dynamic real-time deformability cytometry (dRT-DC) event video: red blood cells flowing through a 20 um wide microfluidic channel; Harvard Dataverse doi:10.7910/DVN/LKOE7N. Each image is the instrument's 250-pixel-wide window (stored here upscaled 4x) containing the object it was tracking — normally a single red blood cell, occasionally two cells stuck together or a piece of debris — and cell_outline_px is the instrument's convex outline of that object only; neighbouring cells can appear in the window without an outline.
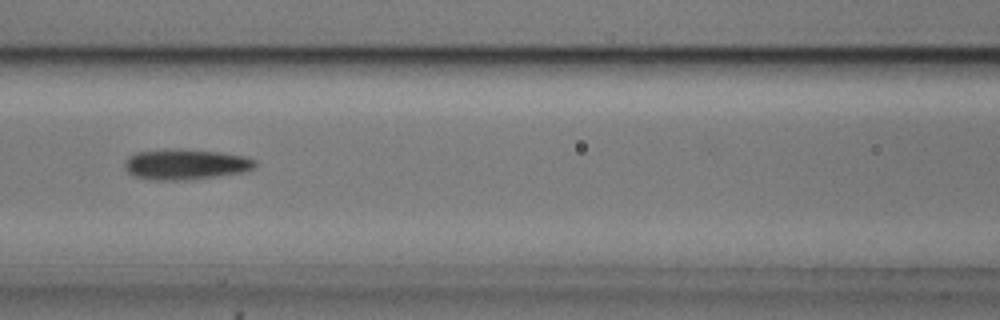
{"species": "common noctule bat (a hibernating species)", "species_latin": "Nyctalus noctula", "temperature_condition": "cold", "stored_images_in_passage": 10, "camera_frame_rate_fps": 3000, "um_per_image_px": 0.085, "animal": {"sex": "male", "body_mass_g": 20.5, "forearm_length_mm": 52.5}, "frame": {"image": 1, "passage_image": 6, "time_ms": 1.667, "image_size_px": [1000, 320], "cell_outline_px": [[256, 164], [252, 168], [244, 172], [192, 180], [152, 180], [132, 176], [128, 172], [124, 164], [128, 156], [136, 152], [176, 148], [180, 148], [220, 152], [244, 156], [256, 160]], "centroid_in_image_um": [15.76, 13.97], "position_along_channel_um": 150.8, "area_um2": 23.47}}
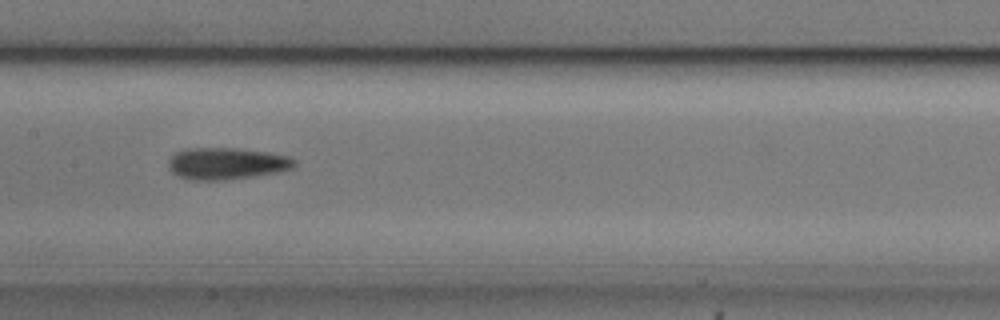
{"frame": {"image": 2, "passage_image": 7, "time_ms": 2.0, "image_size_px": [1000, 320], "cell_outline_px": [[296, 164], [292, 168], [276, 172], [252, 176], [224, 180], [192, 180], [180, 176], [172, 172], [168, 168], [168, 160], [176, 152], [184, 148], [236, 148], [268, 152], [288, 156], [296, 160]], "centroid_in_image_um": [19.24, 13.89], "position_along_channel_um": 188.2, "area_um2": 23.29}}